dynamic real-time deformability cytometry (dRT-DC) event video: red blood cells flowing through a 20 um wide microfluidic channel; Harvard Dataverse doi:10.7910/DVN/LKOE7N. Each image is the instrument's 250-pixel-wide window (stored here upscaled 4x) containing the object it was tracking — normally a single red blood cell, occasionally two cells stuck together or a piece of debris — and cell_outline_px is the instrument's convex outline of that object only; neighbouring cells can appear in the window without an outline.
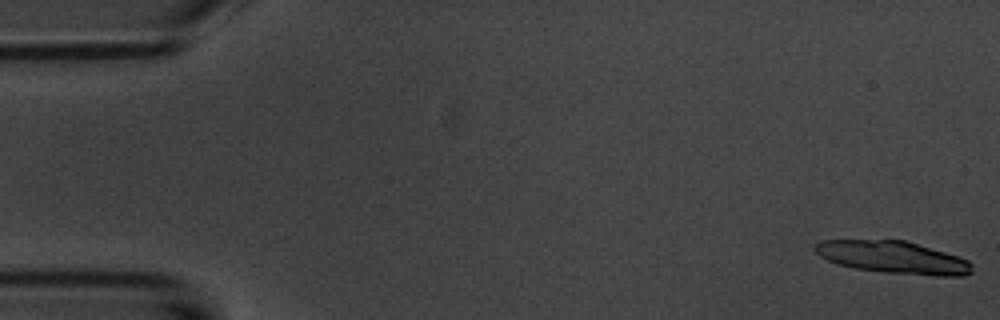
{"species": "common noctule bat (a hibernating species)", "species_latin": "Nyctalus noctula", "temperature_condition": "room temperature", "stored_images_in_passage": 11, "camera_frame_rate_fps": 3000, "um_per_image_px": 0.085, "animal": {"sex": "male", "body_mass_g": 20.1, "forearm_length_mm": 53.5}, "frame": {"image": 1, "passage_image": 1, "time_ms": 0.0, "image_size_px": [1000, 320], "cell_outline_px": [[972, 272], [964, 276], [936, 276], [884, 272], [856, 268], [836, 264], [820, 256], [812, 248], [820, 240], [908, 240], [960, 256], [968, 260], [972, 264]], "centroid_in_image_um": [75.95, 21.87], "position_along_channel_um": 9.0, "area_um2": 29.94}}
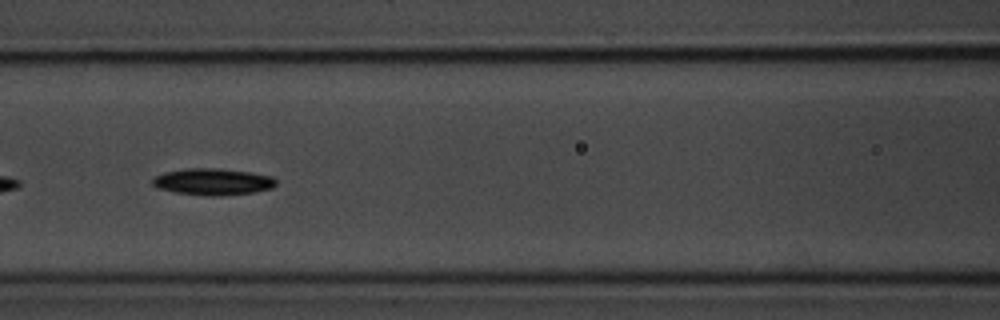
{"frame": {"image": 2, "passage_image": 7, "time_ms": 7.667, "image_size_px": [1000, 320], "cell_outline_px": [[276, 184], [272, 188], [252, 192], [220, 196], [204, 196], [176, 192], [156, 188], [152, 184], [152, 180], [156, 176], [164, 172], [184, 168], [216, 168], [248, 172], [272, 176], [276, 180]], "centroid_in_image_um": [18.06, 15.45], "position_along_channel_um": 148.5, "area_um2": 19.19}}
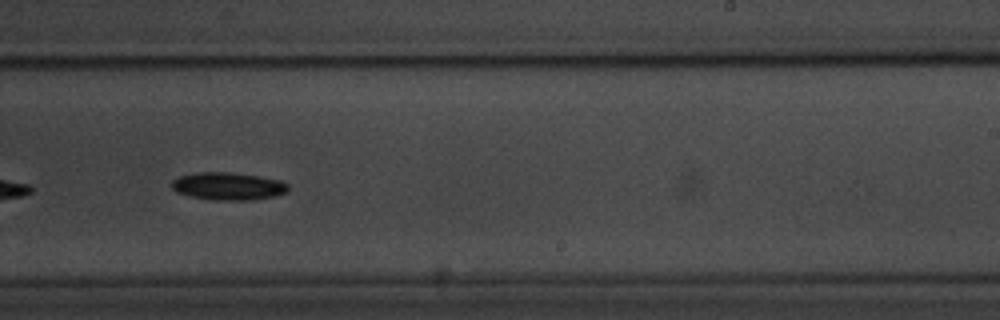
{"frame": {"image": 3, "passage_image": 10, "time_ms": 11.0, "image_size_px": [1000, 320], "cell_outline_px": [[288, 188], [284, 192], [272, 196], [252, 200], [212, 200], [192, 196], [176, 192], [172, 188], [172, 180], [180, 176], [196, 172], [228, 172], [256, 176], [280, 180], [288, 184]], "centroid_in_image_um": [19.35, 15.82], "position_along_channel_um": 269.7, "area_um2": 18.5}}